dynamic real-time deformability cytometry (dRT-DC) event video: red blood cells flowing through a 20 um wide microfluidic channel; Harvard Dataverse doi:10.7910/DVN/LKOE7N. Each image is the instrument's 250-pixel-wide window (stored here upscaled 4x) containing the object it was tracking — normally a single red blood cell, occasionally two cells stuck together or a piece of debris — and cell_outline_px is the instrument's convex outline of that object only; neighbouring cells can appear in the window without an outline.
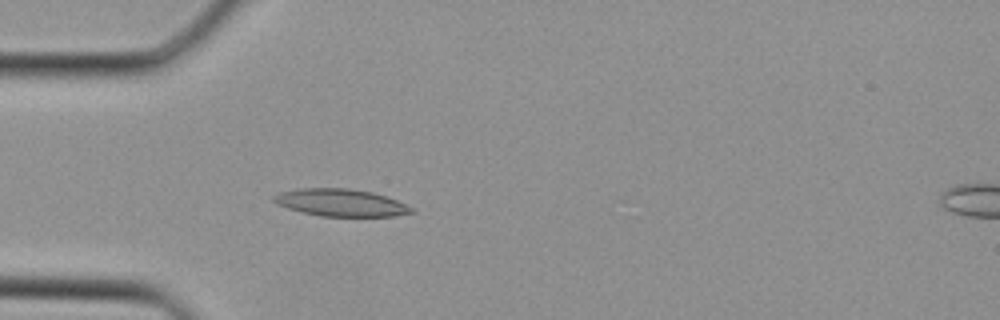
{"species": "Egyptian fruit bat (a non-hibernating species)", "species_latin": "Rousettus aegyptiacus", "temperature_condition": "cold", "stored_images_in_passage": 32, "camera_frame_rate_fps": 3000, "um_per_image_px": 0.085, "animal": {"sex": "female"}, "frame": {"image": 1, "passage_image": 6, "time_ms": 1.667, "image_size_px": [1000, 320], "cell_outline_px": [[416, 212], [392, 216], [320, 216], [300, 212], [276, 204], [272, 200], [272, 196], [280, 192], [300, 188], [348, 188], [372, 192], [396, 200], [412, 208]], "centroid_in_image_um": [28.91, 17.22], "position_along_channel_um": 56.1, "area_um2": 21.85}}
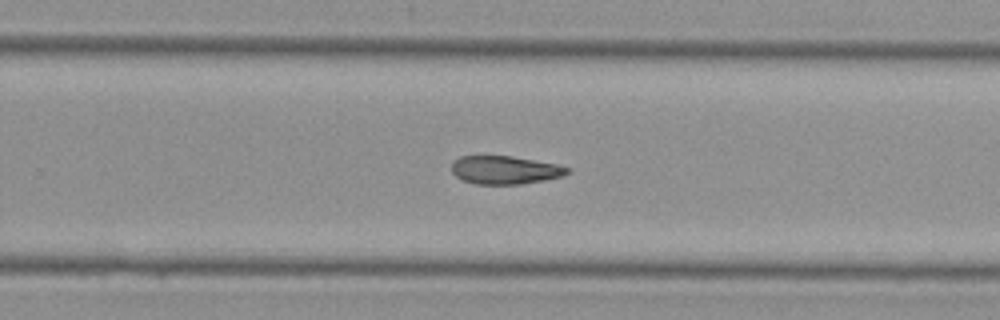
{"frame": {"image": 2, "passage_image": 19, "time_ms": 6.0, "image_size_px": [1000, 320], "cell_outline_px": [[572, 168], [568, 172], [560, 176], [544, 180], [520, 184], [476, 184], [464, 180], [456, 176], [452, 172], [452, 164], [460, 156], [512, 156], [556, 164]], "centroid_in_image_um": [42.92, 14.44], "position_along_channel_um": 286.9, "area_um2": 18.79}}
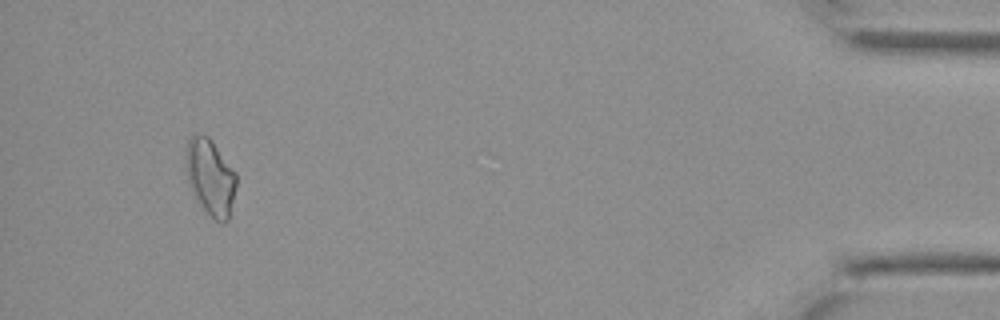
{"frame": {"image": 3, "passage_image": 30, "time_ms": 9.667, "image_size_px": [1000, 320], "cell_outline_px": [[236, 188], [228, 220], [224, 224], [216, 220], [196, 200], [188, 184], [184, 160], [188, 140], [192, 136], [208, 136], [236, 172]], "centroid_in_image_um": [17.87, 15.07], "position_along_channel_um": 417.3, "area_um2": 22.25}}